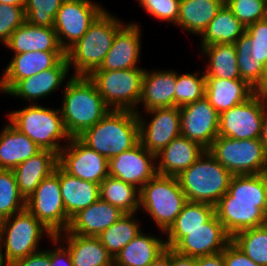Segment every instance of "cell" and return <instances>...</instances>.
<instances>
[{
	"mask_svg": "<svg viewBox=\"0 0 267 266\" xmlns=\"http://www.w3.org/2000/svg\"><path fill=\"white\" fill-rule=\"evenodd\" d=\"M201 51L209 59L205 78L241 79L234 44H212Z\"/></svg>",
	"mask_w": 267,
	"mask_h": 266,
	"instance_id": "836d02e7",
	"label": "cell"
},
{
	"mask_svg": "<svg viewBox=\"0 0 267 266\" xmlns=\"http://www.w3.org/2000/svg\"><path fill=\"white\" fill-rule=\"evenodd\" d=\"M59 183L65 211L70 220L100 198L99 184L70 175L60 165Z\"/></svg>",
	"mask_w": 267,
	"mask_h": 266,
	"instance_id": "f1b7e54d",
	"label": "cell"
},
{
	"mask_svg": "<svg viewBox=\"0 0 267 266\" xmlns=\"http://www.w3.org/2000/svg\"><path fill=\"white\" fill-rule=\"evenodd\" d=\"M77 138L109 160L140 142L137 113L130 110H111Z\"/></svg>",
	"mask_w": 267,
	"mask_h": 266,
	"instance_id": "3957f363",
	"label": "cell"
},
{
	"mask_svg": "<svg viewBox=\"0 0 267 266\" xmlns=\"http://www.w3.org/2000/svg\"><path fill=\"white\" fill-rule=\"evenodd\" d=\"M196 266H225L222 253L196 258Z\"/></svg>",
	"mask_w": 267,
	"mask_h": 266,
	"instance_id": "f907efd6",
	"label": "cell"
},
{
	"mask_svg": "<svg viewBox=\"0 0 267 266\" xmlns=\"http://www.w3.org/2000/svg\"><path fill=\"white\" fill-rule=\"evenodd\" d=\"M141 29L138 23H128L117 33L112 47L99 68L94 71H111L140 68Z\"/></svg>",
	"mask_w": 267,
	"mask_h": 266,
	"instance_id": "d6986e66",
	"label": "cell"
},
{
	"mask_svg": "<svg viewBox=\"0 0 267 266\" xmlns=\"http://www.w3.org/2000/svg\"><path fill=\"white\" fill-rule=\"evenodd\" d=\"M166 246L175 252L192 258L221 253L231 242L216 214L202 227L195 230H167Z\"/></svg>",
	"mask_w": 267,
	"mask_h": 266,
	"instance_id": "8fae6325",
	"label": "cell"
},
{
	"mask_svg": "<svg viewBox=\"0 0 267 266\" xmlns=\"http://www.w3.org/2000/svg\"><path fill=\"white\" fill-rule=\"evenodd\" d=\"M181 135L197 142L206 150L218 137L220 114L205 96L193 103L179 107Z\"/></svg>",
	"mask_w": 267,
	"mask_h": 266,
	"instance_id": "e0dca14e",
	"label": "cell"
},
{
	"mask_svg": "<svg viewBox=\"0 0 267 266\" xmlns=\"http://www.w3.org/2000/svg\"><path fill=\"white\" fill-rule=\"evenodd\" d=\"M206 149L182 135L174 138L156 154V171L159 175L177 177L182 171L196 162Z\"/></svg>",
	"mask_w": 267,
	"mask_h": 266,
	"instance_id": "7402d4cb",
	"label": "cell"
},
{
	"mask_svg": "<svg viewBox=\"0 0 267 266\" xmlns=\"http://www.w3.org/2000/svg\"><path fill=\"white\" fill-rule=\"evenodd\" d=\"M245 33L251 39V57L267 65V22L253 23L246 27Z\"/></svg>",
	"mask_w": 267,
	"mask_h": 266,
	"instance_id": "bcb514c9",
	"label": "cell"
},
{
	"mask_svg": "<svg viewBox=\"0 0 267 266\" xmlns=\"http://www.w3.org/2000/svg\"><path fill=\"white\" fill-rule=\"evenodd\" d=\"M187 202L175 176L156 174L140 189L139 209L148 212L161 233L170 228Z\"/></svg>",
	"mask_w": 267,
	"mask_h": 266,
	"instance_id": "ba28073f",
	"label": "cell"
},
{
	"mask_svg": "<svg viewBox=\"0 0 267 266\" xmlns=\"http://www.w3.org/2000/svg\"><path fill=\"white\" fill-rule=\"evenodd\" d=\"M26 209L54 236L68 230L71 220L66 214L61 196L59 164L50 176L40 182L33 194L26 200Z\"/></svg>",
	"mask_w": 267,
	"mask_h": 266,
	"instance_id": "7c38bea8",
	"label": "cell"
},
{
	"mask_svg": "<svg viewBox=\"0 0 267 266\" xmlns=\"http://www.w3.org/2000/svg\"><path fill=\"white\" fill-rule=\"evenodd\" d=\"M215 214L231 237L267 224V173L232 175L228 192L215 205Z\"/></svg>",
	"mask_w": 267,
	"mask_h": 266,
	"instance_id": "6da1fadb",
	"label": "cell"
},
{
	"mask_svg": "<svg viewBox=\"0 0 267 266\" xmlns=\"http://www.w3.org/2000/svg\"><path fill=\"white\" fill-rule=\"evenodd\" d=\"M253 94L267 101V65L264 68L260 81L253 88Z\"/></svg>",
	"mask_w": 267,
	"mask_h": 266,
	"instance_id": "f5cc1de1",
	"label": "cell"
},
{
	"mask_svg": "<svg viewBox=\"0 0 267 266\" xmlns=\"http://www.w3.org/2000/svg\"><path fill=\"white\" fill-rule=\"evenodd\" d=\"M124 215L119 208L99 198L71 219L68 231L76 235L97 237Z\"/></svg>",
	"mask_w": 267,
	"mask_h": 266,
	"instance_id": "603a6c76",
	"label": "cell"
},
{
	"mask_svg": "<svg viewBox=\"0 0 267 266\" xmlns=\"http://www.w3.org/2000/svg\"><path fill=\"white\" fill-rule=\"evenodd\" d=\"M231 242L253 262L267 266V224L239 231Z\"/></svg>",
	"mask_w": 267,
	"mask_h": 266,
	"instance_id": "8d00e7d4",
	"label": "cell"
},
{
	"mask_svg": "<svg viewBox=\"0 0 267 266\" xmlns=\"http://www.w3.org/2000/svg\"><path fill=\"white\" fill-rule=\"evenodd\" d=\"M176 77L177 72L173 70L150 72L145 69L139 101L144 111L175 106Z\"/></svg>",
	"mask_w": 267,
	"mask_h": 266,
	"instance_id": "d4e9b609",
	"label": "cell"
},
{
	"mask_svg": "<svg viewBox=\"0 0 267 266\" xmlns=\"http://www.w3.org/2000/svg\"><path fill=\"white\" fill-rule=\"evenodd\" d=\"M58 164L70 175L100 184L109 176L108 159L71 137L58 155Z\"/></svg>",
	"mask_w": 267,
	"mask_h": 266,
	"instance_id": "9a60e30c",
	"label": "cell"
},
{
	"mask_svg": "<svg viewBox=\"0 0 267 266\" xmlns=\"http://www.w3.org/2000/svg\"><path fill=\"white\" fill-rule=\"evenodd\" d=\"M225 3L233 15L248 27L263 20L267 0H227Z\"/></svg>",
	"mask_w": 267,
	"mask_h": 266,
	"instance_id": "7bdbcfd3",
	"label": "cell"
},
{
	"mask_svg": "<svg viewBox=\"0 0 267 266\" xmlns=\"http://www.w3.org/2000/svg\"><path fill=\"white\" fill-rule=\"evenodd\" d=\"M59 110L70 137H78L111 111L88 76L73 75L66 82Z\"/></svg>",
	"mask_w": 267,
	"mask_h": 266,
	"instance_id": "7a4b0ae2",
	"label": "cell"
},
{
	"mask_svg": "<svg viewBox=\"0 0 267 266\" xmlns=\"http://www.w3.org/2000/svg\"><path fill=\"white\" fill-rule=\"evenodd\" d=\"M246 27L233 15L224 3L201 35V47L212 44H234Z\"/></svg>",
	"mask_w": 267,
	"mask_h": 266,
	"instance_id": "d6a6232c",
	"label": "cell"
},
{
	"mask_svg": "<svg viewBox=\"0 0 267 266\" xmlns=\"http://www.w3.org/2000/svg\"><path fill=\"white\" fill-rule=\"evenodd\" d=\"M260 140L262 141L265 151L267 153V107L263 112V120H262V132Z\"/></svg>",
	"mask_w": 267,
	"mask_h": 266,
	"instance_id": "11a10c76",
	"label": "cell"
},
{
	"mask_svg": "<svg viewBox=\"0 0 267 266\" xmlns=\"http://www.w3.org/2000/svg\"><path fill=\"white\" fill-rule=\"evenodd\" d=\"M50 241H52L53 244L55 243L54 245L56 247L55 249H51V266H73L70 251L65 244L63 245V243H60L56 236Z\"/></svg>",
	"mask_w": 267,
	"mask_h": 266,
	"instance_id": "681fc988",
	"label": "cell"
},
{
	"mask_svg": "<svg viewBox=\"0 0 267 266\" xmlns=\"http://www.w3.org/2000/svg\"><path fill=\"white\" fill-rule=\"evenodd\" d=\"M231 177L232 174L206 150L177 179L187 201L215 206L228 192Z\"/></svg>",
	"mask_w": 267,
	"mask_h": 266,
	"instance_id": "5b68a950",
	"label": "cell"
},
{
	"mask_svg": "<svg viewBox=\"0 0 267 266\" xmlns=\"http://www.w3.org/2000/svg\"><path fill=\"white\" fill-rule=\"evenodd\" d=\"M57 165L58 154L51 150H42L12 170L20 195L25 201L33 194L40 182L55 171Z\"/></svg>",
	"mask_w": 267,
	"mask_h": 266,
	"instance_id": "484cf974",
	"label": "cell"
},
{
	"mask_svg": "<svg viewBox=\"0 0 267 266\" xmlns=\"http://www.w3.org/2000/svg\"><path fill=\"white\" fill-rule=\"evenodd\" d=\"M138 2L154 18L176 26L180 0H138Z\"/></svg>",
	"mask_w": 267,
	"mask_h": 266,
	"instance_id": "f6af8a7d",
	"label": "cell"
},
{
	"mask_svg": "<svg viewBox=\"0 0 267 266\" xmlns=\"http://www.w3.org/2000/svg\"><path fill=\"white\" fill-rule=\"evenodd\" d=\"M100 199L119 208L125 214L139 209L140 190L117 178L107 176L100 184Z\"/></svg>",
	"mask_w": 267,
	"mask_h": 266,
	"instance_id": "e575fe53",
	"label": "cell"
},
{
	"mask_svg": "<svg viewBox=\"0 0 267 266\" xmlns=\"http://www.w3.org/2000/svg\"><path fill=\"white\" fill-rule=\"evenodd\" d=\"M225 266H260L230 242L221 252Z\"/></svg>",
	"mask_w": 267,
	"mask_h": 266,
	"instance_id": "7dc6e473",
	"label": "cell"
},
{
	"mask_svg": "<svg viewBox=\"0 0 267 266\" xmlns=\"http://www.w3.org/2000/svg\"><path fill=\"white\" fill-rule=\"evenodd\" d=\"M166 248L165 240L140 232L114 257V266H148Z\"/></svg>",
	"mask_w": 267,
	"mask_h": 266,
	"instance_id": "4dcf8cb0",
	"label": "cell"
},
{
	"mask_svg": "<svg viewBox=\"0 0 267 266\" xmlns=\"http://www.w3.org/2000/svg\"><path fill=\"white\" fill-rule=\"evenodd\" d=\"M263 20H264L265 22H267V3H266V7H265V13H264V18H263Z\"/></svg>",
	"mask_w": 267,
	"mask_h": 266,
	"instance_id": "6f0895ef",
	"label": "cell"
},
{
	"mask_svg": "<svg viewBox=\"0 0 267 266\" xmlns=\"http://www.w3.org/2000/svg\"><path fill=\"white\" fill-rule=\"evenodd\" d=\"M104 9L99 3L90 0L63 1L54 19L53 28L65 52L83 37L90 24Z\"/></svg>",
	"mask_w": 267,
	"mask_h": 266,
	"instance_id": "4fadbf2b",
	"label": "cell"
},
{
	"mask_svg": "<svg viewBox=\"0 0 267 266\" xmlns=\"http://www.w3.org/2000/svg\"><path fill=\"white\" fill-rule=\"evenodd\" d=\"M148 266H171V248H166L152 263Z\"/></svg>",
	"mask_w": 267,
	"mask_h": 266,
	"instance_id": "db71d44e",
	"label": "cell"
},
{
	"mask_svg": "<svg viewBox=\"0 0 267 266\" xmlns=\"http://www.w3.org/2000/svg\"><path fill=\"white\" fill-rule=\"evenodd\" d=\"M42 149L10 123L0 132V169L13 170Z\"/></svg>",
	"mask_w": 267,
	"mask_h": 266,
	"instance_id": "f546056e",
	"label": "cell"
},
{
	"mask_svg": "<svg viewBox=\"0 0 267 266\" xmlns=\"http://www.w3.org/2000/svg\"><path fill=\"white\" fill-rule=\"evenodd\" d=\"M267 101L252 95L245 102L220 114L218 136L237 140L260 139Z\"/></svg>",
	"mask_w": 267,
	"mask_h": 266,
	"instance_id": "5bb4252c",
	"label": "cell"
},
{
	"mask_svg": "<svg viewBox=\"0 0 267 266\" xmlns=\"http://www.w3.org/2000/svg\"><path fill=\"white\" fill-rule=\"evenodd\" d=\"M64 0H26V21L32 25L53 28L54 19Z\"/></svg>",
	"mask_w": 267,
	"mask_h": 266,
	"instance_id": "b9f144b4",
	"label": "cell"
},
{
	"mask_svg": "<svg viewBox=\"0 0 267 266\" xmlns=\"http://www.w3.org/2000/svg\"><path fill=\"white\" fill-rule=\"evenodd\" d=\"M70 67L66 57H63L54 67L44 70L34 76L17 81L6 93L10 96L33 101L44 99L61 87L69 76ZM67 76V77H66Z\"/></svg>",
	"mask_w": 267,
	"mask_h": 266,
	"instance_id": "ffe728a7",
	"label": "cell"
},
{
	"mask_svg": "<svg viewBox=\"0 0 267 266\" xmlns=\"http://www.w3.org/2000/svg\"><path fill=\"white\" fill-rule=\"evenodd\" d=\"M214 215V205L188 201L168 230H195Z\"/></svg>",
	"mask_w": 267,
	"mask_h": 266,
	"instance_id": "ab89813d",
	"label": "cell"
},
{
	"mask_svg": "<svg viewBox=\"0 0 267 266\" xmlns=\"http://www.w3.org/2000/svg\"><path fill=\"white\" fill-rule=\"evenodd\" d=\"M223 4L222 0H180L176 25L201 36Z\"/></svg>",
	"mask_w": 267,
	"mask_h": 266,
	"instance_id": "1f68e13d",
	"label": "cell"
},
{
	"mask_svg": "<svg viewBox=\"0 0 267 266\" xmlns=\"http://www.w3.org/2000/svg\"><path fill=\"white\" fill-rule=\"evenodd\" d=\"M9 123L29 137L42 150H51L58 155L64 147L60 140L70 141L59 108H46L36 103L8 114Z\"/></svg>",
	"mask_w": 267,
	"mask_h": 266,
	"instance_id": "8992f818",
	"label": "cell"
},
{
	"mask_svg": "<svg viewBox=\"0 0 267 266\" xmlns=\"http://www.w3.org/2000/svg\"><path fill=\"white\" fill-rule=\"evenodd\" d=\"M4 46L13 51V54L34 51L65 52L54 28L32 25L27 21L11 34Z\"/></svg>",
	"mask_w": 267,
	"mask_h": 266,
	"instance_id": "cb8c5ba5",
	"label": "cell"
},
{
	"mask_svg": "<svg viewBox=\"0 0 267 266\" xmlns=\"http://www.w3.org/2000/svg\"><path fill=\"white\" fill-rule=\"evenodd\" d=\"M156 155L139 142L108 160L109 176L134 185L139 190L156 174Z\"/></svg>",
	"mask_w": 267,
	"mask_h": 266,
	"instance_id": "ac0fdd59",
	"label": "cell"
},
{
	"mask_svg": "<svg viewBox=\"0 0 267 266\" xmlns=\"http://www.w3.org/2000/svg\"><path fill=\"white\" fill-rule=\"evenodd\" d=\"M207 151L232 175L267 173V153L260 139L218 136Z\"/></svg>",
	"mask_w": 267,
	"mask_h": 266,
	"instance_id": "30bf717a",
	"label": "cell"
},
{
	"mask_svg": "<svg viewBox=\"0 0 267 266\" xmlns=\"http://www.w3.org/2000/svg\"><path fill=\"white\" fill-rule=\"evenodd\" d=\"M25 1L26 0H0V3H2V4H11V5L20 6V7H25Z\"/></svg>",
	"mask_w": 267,
	"mask_h": 266,
	"instance_id": "9f6ffc18",
	"label": "cell"
},
{
	"mask_svg": "<svg viewBox=\"0 0 267 266\" xmlns=\"http://www.w3.org/2000/svg\"><path fill=\"white\" fill-rule=\"evenodd\" d=\"M45 234L54 238L28 209H23L0 221V257L2 264L8 266L13 261L39 251V243ZM4 248V253H3Z\"/></svg>",
	"mask_w": 267,
	"mask_h": 266,
	"instance_id": "52a82bcc",
	"label": "cell"
},
{
	"mask_svg": "<svg viewBox=\"0 0 267 266\" xmlns=\"http://www.w3.org/2000/svg\"><path fill=\"white\" fill-rule=\"evenodd\" d=\"M134 215L125 214L97 236L113 258L142 231Z\"/></svg>",
	"mask_w": 267,
	"mask_h": 266,
	"instance_id": "d590c367",
	"label": "cell"
},
{
	"mask_svg": "<svg viewBox=\"0 0 267 266\" xmlns=\"http://www.w3.org/2000/svg\"><path fill=\"white\" fill-rule=\"evenodd\" d=\"M0 266H4V265L2 264L1 257H0Z\"/></svg>",
	"mask_w": 267,
	"mask_h": 266,
	"instance_id": "680465c9",
	"label": "cell"
},
{
	"mask_svg": "<svg viewBox=\"0 0 267 266\" xmlns=\"http://www.w3.org/2000/svg\"><path fill=\"white\" fill-rule=\"evenodd\" d=\"M144 73L143 68H131L92 71L88 77L111 110H130L138 113Z\"/></svg>",
	"mask_w": 267,
	"mask_h": 266,
	"instance_id": "9c48e42d",
	"label": "cell"
},
{
	"mask_svg": "<svg viewBox=\"0 0 267 266\" xmlns=\"http://www.w3.org/2000/svg\"><path fill=\"white\" fill-rule=\"evenodd\" d=\"M26 21L24 7L0 3V41L4 45L11 34Z\"/></svg>",
	"mask_w": 267,
	"mask_h": 266,
	"instance_id": "ee69618b",
	"label": "cell"
},
{
	"mask_svg": "<svg viewBox=\"0 0 267 266\" xmlns=\"http://www.w3.org/2000/svg\"><path fill=\"white\" fill-rule=\"evenodd\" d=\"M251 39L244 33L235 43L240 77L252 88L260 81L265 64L251 57Z\"/></svg>",
	"mask_w": 267,
	"mask_h": 266,
	"instance_id": "f35d334b",
	"label": "cell"
},
{
	"mask_svg": "<svg viewBox=\"0 0 267 266\" xmlns=\"http://www.w3.org/2000/svg\"><path fill=\"white\" fill-rule=\"evenodd\" d=\"M26 208L12 170L0 169V221Z\"/></svg>",
	"mask_w": 267,
	"mask_h": 266,
	"instance_id": "74e56055",
	"label": "cell"
},
{
	"mask_svg": "<svg viewBox=\"0 0 267 266\" xmlns=\"http://www.w3.org/2000/svg\"><path fill=\"white\" fill-rule=\"evenodd\" d=\"M171 266H196V258L181 255L171 249Z\"/></svg>",
	"mask_w": 267,
	"mask_h": 266,
	"instance_id": "816d5d0a",
	"label": "cell"
},
{
	"mask_svg": "<svg viewBox=\"0 0 267 266\" xmlns=\"http://www.w3.org/2000/svg\"><path fill=\"white\" fill-rule=\"evenodd\" d=\"M253 95V88L242 79L205 78V98L221 114L245 102Z\"/></svg>",
	"mask_w": 267,
	"mask_h": 266,
	"instance_id": "83f0119b",
	"label": "cell"
},
{
	"mask_svg": "<svg viewBox=\"0 0 267 266\" xmlns=\"http://www.w3.org/2000/svg\"><path fill=\"white\" fill-rule=\"evenodd\" d=\"M65 233V234H64ZM56 235L66 242L73 266H114L113 256L102 245L98 237L82 236L68 230ZM66 239H64V238Z\"/></svg>",
	"mask_w": 267,
	"mask_h": 266,
	"instance_id": "4316f807",
	"label": "cell"
},
{
	"mask_svg": "<svg viewBox=\"0 0 267 266\" xmlns=\"http://www.w3.org/2000/svg\"><path fill=\"white\" fill-rule=\"evenodd\" d=\"M125 25L104 9L90 24L83 37L66 51L73 76H88L99 68L112 47L116 33Z\"/></svg>",
	"mask_w": 267,
	"mask_h": 266,
	"instance_id": "277c9868",
	"label": "cell"
},
{
	"mask_svg": "<svg viewBox=\"0 0 267 266\" xmlns=\"http://www.w3.org/2000/svg\"><path fill=\"white\" fill-rule=\"evenodd\" d=\"M183 73L176 77L175 106L182 107L205 96V74Z\"/></svg>",
	"mask_w": 267,
	"mask_h": 266,
	"instance_id": "60d3db41",
	"label": "cell"
},
{
	"mask_svg": "<svg viewBox=\"0 0 267 266\" xmlns=\"http://www.w3.org/2000/svg\"><path fill=\"white\" fill-rule=\"evenodd\" d=\"M8 266H51V249L36 251L27 257L13 261Z\"/></svg>",
	"mask_w": 267,
	"mask_h": 266,
	"instance_id": "c3c4849f",
	"label": "cell"
},
{
	"mask_svg": "<svg viewBox=\"0 0 267 266\" xmlns=\"http://www.w3.org/2000/svg\"><path fill=\"white\" fill-rule=\"evenodd\" d=\"M145 112L153 117L147 123L146 118L144 119L140 112L137 113L140 143L156 155L181 135L179 107L154 108Z\"/></svg>",
	"mask_w": 267,
	"mask_h": 266,
	"instance_id": "2e32d148",
	"label": "cell"
},
{
	"mask_svg": "<svg viewBox=\"0 0 267 266\" xmlns=\"http://www.w3.org/2000/svg\"><path fill=\"white\" fill-rule=\"evenodd\" d=\"M63 57H66V52L34 51L13 54L0 79L1 92L6 94L17 81L54 67Z\"/></svg>",
	"mask_w": 267,
	"mask_h": 266,
	"instance_id": "44dd1931",
	"label": "cell"
}]
</instances>
